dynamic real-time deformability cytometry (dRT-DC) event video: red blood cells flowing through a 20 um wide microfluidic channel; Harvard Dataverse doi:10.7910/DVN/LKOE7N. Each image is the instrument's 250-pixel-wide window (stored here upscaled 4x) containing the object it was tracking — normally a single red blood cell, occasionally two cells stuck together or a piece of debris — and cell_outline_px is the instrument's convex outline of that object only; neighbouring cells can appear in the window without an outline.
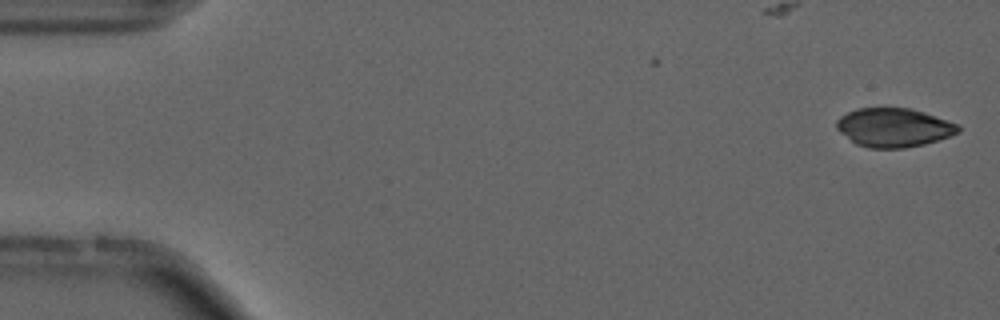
{"species": "common noctule bat (a hibernating species)", "species_latin": "Nyctalus noctula", "temperature_condition": "cold", "stored_images_in_passage": 9, "camera_frame_rate_fps": 3000, "um_per_image_px": 0.085, "animal": {"sex": "male", "forearm_length_mm": 52.5}, "frame": {"image": 1, "passage_image": 1, "time_ms": 0.0, "image_size_px": [1000, 320], "cell_outline_px": [[960, 132], [924, 144], [904, 148], [868, 148], [856, 144], [840, 132], [836, 128], [836, 120], [840, 116], [856, 108], [912, 108], [960, 124]], "centroid_in_image_um": [75.97, 10.83], "position_along_channel_um": 9.0, "area_um2": 27.57}}